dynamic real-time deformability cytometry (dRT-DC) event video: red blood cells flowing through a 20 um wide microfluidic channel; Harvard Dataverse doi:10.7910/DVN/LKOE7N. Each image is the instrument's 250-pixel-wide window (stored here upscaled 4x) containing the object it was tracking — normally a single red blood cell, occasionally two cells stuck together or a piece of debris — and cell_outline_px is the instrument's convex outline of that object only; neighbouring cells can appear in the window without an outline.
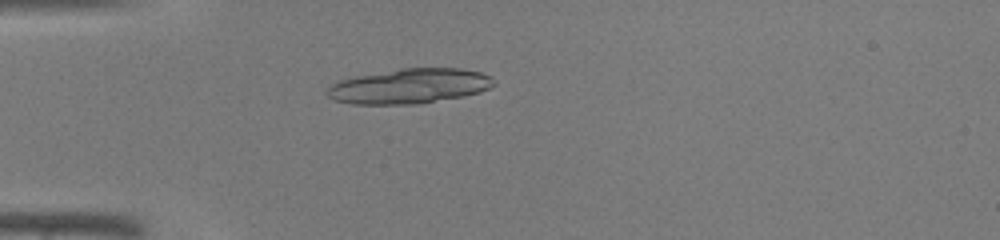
{"species": "common noctule bat (a hibernating species)", "species_latin": "Nyctalus noctula", "temperature_condition": "warm", "stored_images_in_passage": 45, "camera_frame_rate_fps": 3000, "um_per_image_px": 0.085, "animal": {"sex": "male", "body_mass_g": 19.0, "forearm_length_mm": 50.8}, "frame": {"image": 1, "passage_image": 14, "time_ms": 4.333, "image_size_px": [1000, 240], "cell_outline_px": [[496, 84], [480, 92], [464, 96], [412, 104], [352, 104], [336, 100], [328, 96], [324, 92], [332, 84], [340, 80], [356, 76], [400, 68], [460, 68], [480, 72], [496, 80]], "centroid_in_image_um": [34.8, 7.31], "position_along_channel_um": 50.2, "area_um2": 33.76}}